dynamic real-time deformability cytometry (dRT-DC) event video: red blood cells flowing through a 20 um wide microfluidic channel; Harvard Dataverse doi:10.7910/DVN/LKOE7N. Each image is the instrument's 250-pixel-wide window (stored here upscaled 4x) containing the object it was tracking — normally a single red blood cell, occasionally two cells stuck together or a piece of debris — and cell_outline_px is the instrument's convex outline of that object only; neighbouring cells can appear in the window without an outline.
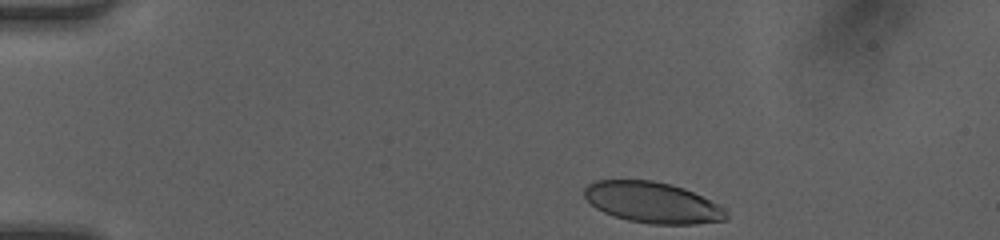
{"species": "human", "species_latin": "Homo sapiens", "temperature_condition": "room temperature", "stored_images_in_passage": 35, "camera_frame_rate_fps": 3000, "um_per_image_px": 0.085, "donor": {"sex": "female"}, "frame": {"image": 1, "passage_image": 1, "time_ms": 0.0, "image_size_px": [1000, 240], "cell_outline_px": [[728, 216], [724, 220], [696, 224], [652, 224], [628, 220], [612, 216], [596, 208], [584, 196], [584, 188], [588, 184], [596, 180], [652, 180], [672, 184], [684, 188], [720, 204], [724, 208]], "centroid_in_image_um": [55.47, 17.21], "position_along_channel_um": 29.5, "area_um2": 33.93}}
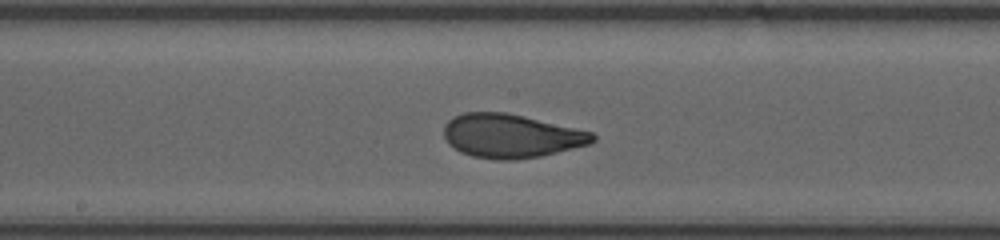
{"frame": {"image": 2, "passage_image": 19, "time_ms": 6.0, "image_size_px": [1000, 240], "cell_outline_px": [[596, 140], [588, 144], [540, 156], [516, 160], [496, 160], [472, 156], [460, 152], [448, 144], [444, 136], [444, 124], [452, 116], [464, 112], [504, 112], [524, 116], [592, 132], [596, 136]], "centroid_in_image_um": [43.38, 11.55], "position_along_channel_um": 204.8, "area_um2": 37.92}}
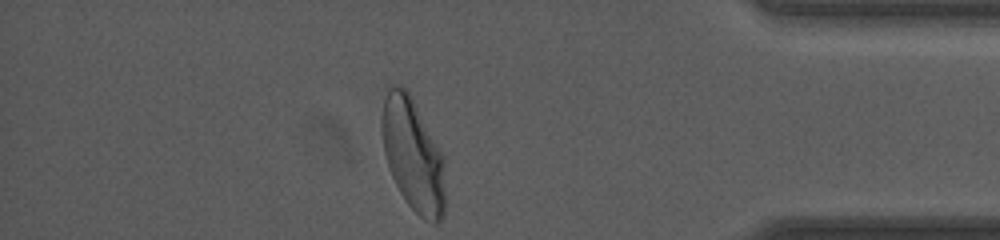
{"frame": {"image": 3, "passage_image": 35, "time_ms": 11.333, "image_size_px": [1000, 240], "cell_outline_px": [[444, 216], [436, 224], [432, 224], [424, 220], [404, 200], [392, 176], [384, 152], [380, 128], [380, 124], [384, 100], [388, 84], [396, 84], [404, 88], [408, 92], [440, 148], [444, 156]], "centroid_in_image_um": [35.09, 13.17], "position_along_channel_um": 400.1, "area_um2": 41.73}, "authors_computed_cell_mechanics": {"area_um2": 37.57, "velocity_mm_per_s": 4.2083, "shape_relaxation_time_tau1_ms": 3.5256, "shape_relaxation_time_tau2_ms": 0.7091, "deformation_change_tau1": 0.1856, "deformation_change_tau2": 0.0726}}